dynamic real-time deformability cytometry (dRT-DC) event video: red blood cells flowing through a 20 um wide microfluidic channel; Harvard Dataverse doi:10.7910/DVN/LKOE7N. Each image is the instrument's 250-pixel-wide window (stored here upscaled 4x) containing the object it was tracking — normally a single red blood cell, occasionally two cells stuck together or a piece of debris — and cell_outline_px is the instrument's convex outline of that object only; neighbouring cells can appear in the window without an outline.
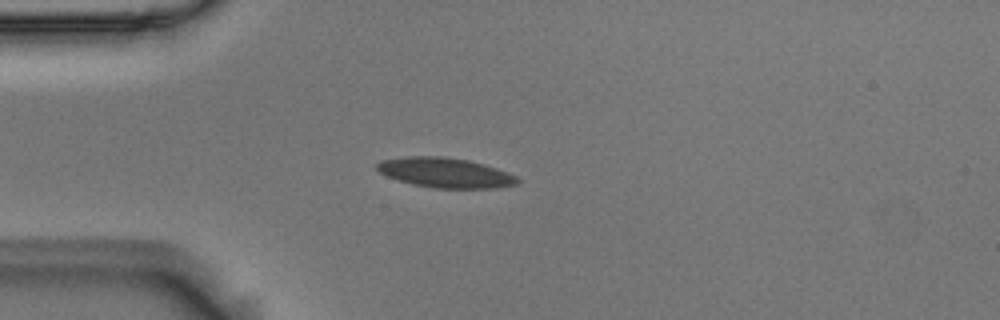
{"species": "Egyptian fruit bat (a non-hibernating species)", "species_latin": "Rousettus aegyptiacus", "temperature_condition": "room temperature", "stored_images_in_passage": 5, "camera_frame_rate_fps": 3000, "um_per_image_px": 0.085, "animal": {"sex": "male"}, "frame": {"image": 1, "passage_image": 4, "time_ms": 1.0, "image_size_px": [1000, 320], "cell_outline_px": [[520, 184], [496, 188], [432, 188], [412, 184], [388, 176], [380, 172], [376, 168], [376, 164], [380, 160], [408, 156], [444, 156], [468, 160], [496, 168], [508, 172], [516, 176], [520, 180]], "centroid_in_image_um": [37.87, 14.68], "position_along_channel_um": 47.1, "area_um2": 24.51}}